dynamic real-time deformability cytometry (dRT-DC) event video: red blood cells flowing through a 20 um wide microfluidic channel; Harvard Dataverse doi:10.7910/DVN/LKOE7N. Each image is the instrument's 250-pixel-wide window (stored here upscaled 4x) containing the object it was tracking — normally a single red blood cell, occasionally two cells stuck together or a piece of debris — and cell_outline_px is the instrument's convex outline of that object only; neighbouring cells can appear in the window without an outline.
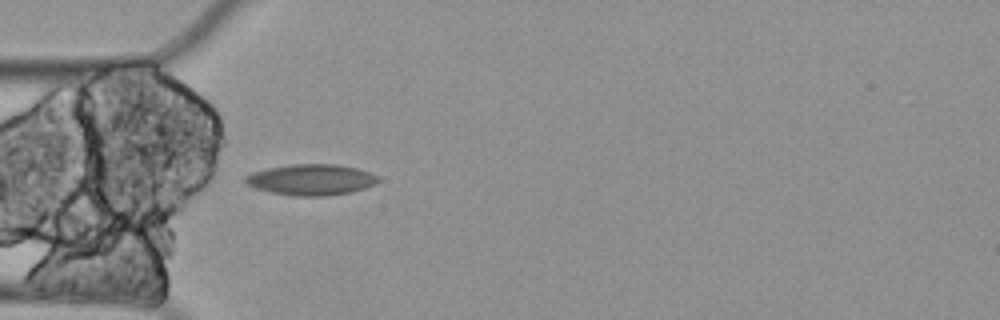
{"species": "Egyptian fruit bat (a non-hibernating species)", "species_latin": "Rousettus aegyptiacus", "temperature_condition": "cold", "stored_images_in_passage": 1, "camera_frame_rate_fps": 3000, "um_per_image_px": 0.085, "animal": {"sex": "female"}, "frame": {"image": 1, "passage_image": 1, "time_ms": 0.0, "image_size_px": [1000, 320], "cell_outline_px": [[380, 180], [376, 184], [352, 192], [328, 196], [296, 196], [272, 192], [256, 188], [248, 184], [244, 180], [244, 176], [252, 172], [268, 168], [292, 164], [336, 164], [356, 168], [380, 176]], "centroid_in_image_um": [26.48, 15.27], "position_along_channel_um": 58.5, "area_um2": 23.99}}